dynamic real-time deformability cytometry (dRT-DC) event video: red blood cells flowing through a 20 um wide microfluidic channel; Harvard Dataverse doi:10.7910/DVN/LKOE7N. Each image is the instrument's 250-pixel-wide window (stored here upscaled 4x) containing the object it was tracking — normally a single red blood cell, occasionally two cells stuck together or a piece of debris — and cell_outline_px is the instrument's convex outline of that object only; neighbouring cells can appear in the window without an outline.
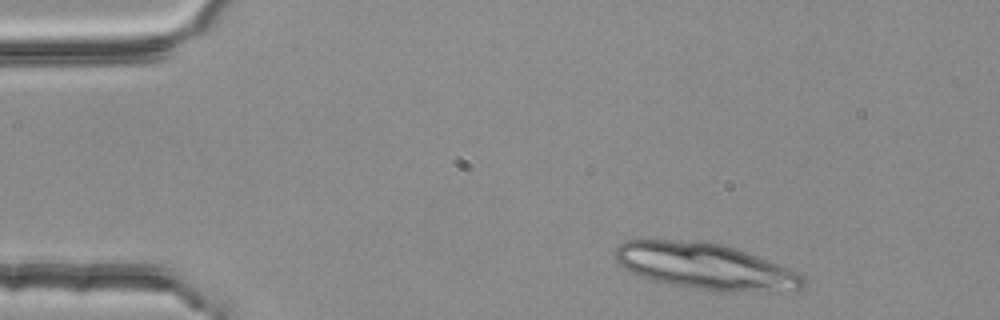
{"species": "common noctule bat (a hibernating species)", "species_latin": "Nyctalus noctula", "temperature_condition": "room temperature", "stored_images_in_passage": 3, "camera_frame_rate_fps": 3000, "um_per_image_px": 0.085, "animal": {"sex": "female", "body_mass_g": 25.1}, "frame": {"image": 1, "passage_image": 1, "time_ms": 0.0, "image_size_px": [1000, 320], "cell_outline_px": [[804, 288], [800, 292], [704, 292], [668, 284], [652, 280], [640, 276], [624, 268], [616, 260], [612, 252], [624, 240], [696, 240], [724, 244], [736, 248], [800, 272], [804, 276]], "centroid_in_image_um": [60.02, 22.68], "position_along_channel_um": 25.0, "area_um2": 52.02}}